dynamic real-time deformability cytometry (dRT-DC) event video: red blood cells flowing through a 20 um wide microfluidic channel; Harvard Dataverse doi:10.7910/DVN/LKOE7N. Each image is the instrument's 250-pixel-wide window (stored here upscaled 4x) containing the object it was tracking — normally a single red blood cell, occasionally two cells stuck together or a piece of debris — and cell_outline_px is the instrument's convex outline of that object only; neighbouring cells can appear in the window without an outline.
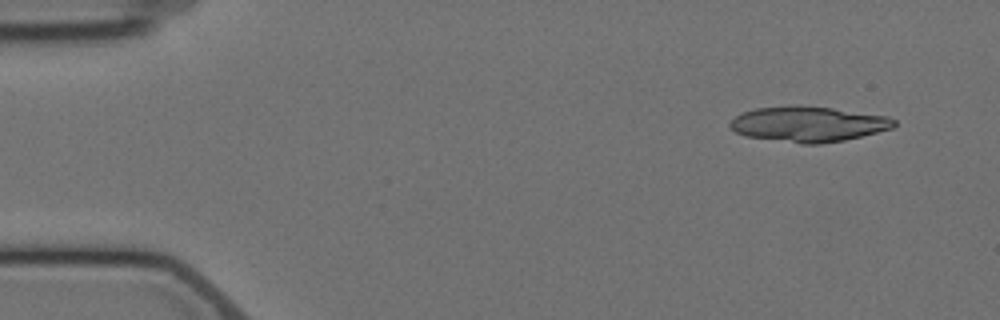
{"species": "Egyptian fruit bat (a non-hibernating species)", "species_latin": "Rousettus aegyptiacus", "temperature_condition": "cold", "stored_images_in_passage": 7, "segment_of_instrument_passage": [1, 2], "camera_frame_rate_fps": 3000, "um_per_image_px": 0.085, "animal": {"sex": "female"}, "frame": {"image": 1, "passage_image": 1, "time_ms": 0.0, "image_size_px": [1000, 320], "cell_outline_px": [[896, 124], [892, 128], [844, 140], [820, 144], [804, 144], [744, 136], [736, 132], [728, 124], [736, 116], [744, 112], [756, 108], [792, 104], [796, 104], [832, 108], [888, 116], [896, 120]], "centroid_in_image_um": [68.69, 10.53], "position_along_channel_um": 16.3, "area_um2": 33.87}}